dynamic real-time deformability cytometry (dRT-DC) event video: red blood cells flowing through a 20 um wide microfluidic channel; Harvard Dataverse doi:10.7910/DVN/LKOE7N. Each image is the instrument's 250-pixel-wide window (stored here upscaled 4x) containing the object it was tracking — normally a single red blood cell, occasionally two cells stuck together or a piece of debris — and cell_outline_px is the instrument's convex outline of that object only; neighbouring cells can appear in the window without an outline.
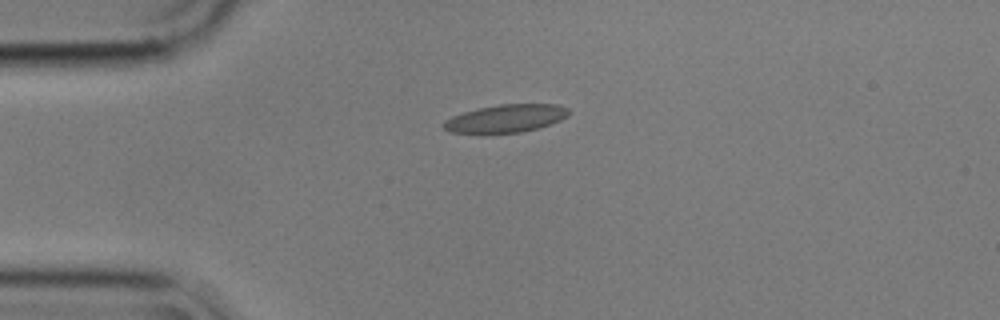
{"species": "common noctule bat (a hibernating species)", "species_latin": "Nyctalus noctula", "temperature_condition": "cold", "stored_images_in_passage": 33, "camera_frame_rate_fps": 3000, "um_per_image_px": 0.085, "animal": {"sex": "male", "body_mass_g": 17.9}, "frame": {"image": 1, "passage_image": 1, "time_ms": 0.0, "image_size_px": [1000, 320], "cell_outline_px": [[568, 116], [560, 120], [540, 128], [520, 132], [484, 136], [452, 132], [444, 128], [444, 120], [452, 116], [464, 112], [480, 108], [500, 104], [560, 104], [568, 108]], "centroid_in_image_um": [42.97, 10.11], "position_along_channel_um": 42.0, "area_um2": 20.92}}
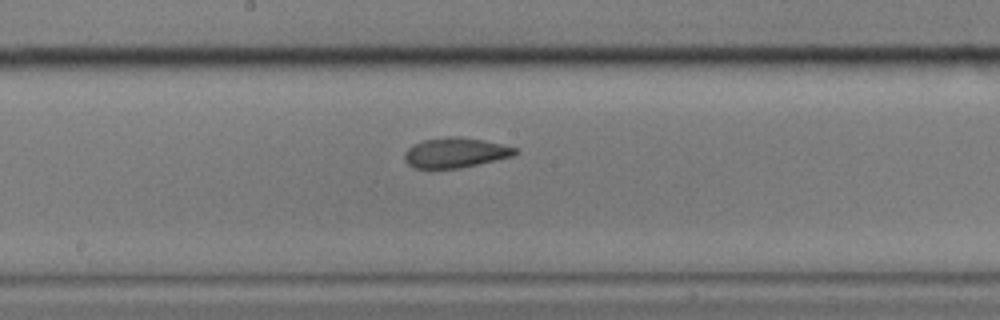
{"frame": {"image": 2, "passage_image": 17, "time_ms": 5.333, "image_size_px": [1000, 320], "cell_outline_px": [[520, 152], [512, 156], [496, 160], [460, 168], [412, 168], [404, 160], [404, 152], [412, 144], [424, 140], [448, 136], [456, 136], [484, 140], [516, 148]], "centroid_in_image_um": [38.68, 12.98], "position_along_channel_um": 209.5, "area_um2": 19.36}}
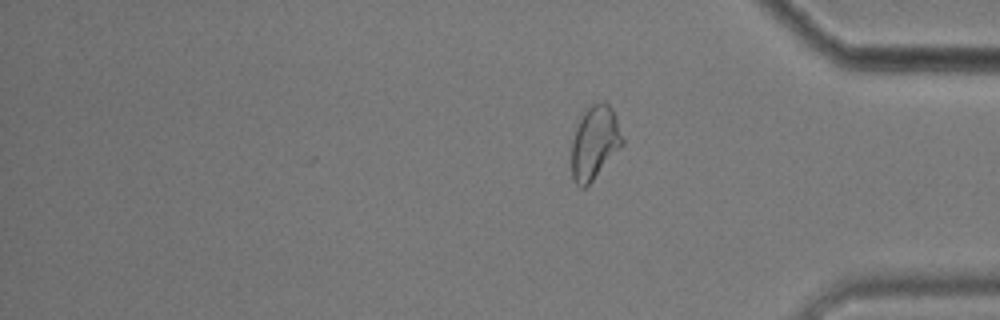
{"frame": {"image": 3, "passage_image": 33, "time_ms": 10.667, "image_size_px": [1000, 320], "cell_outline_px": [[624, 144], [592, 180], [584, 188], [580, 188], [576, 184], [572, 176], [572, 140], [576, 128], [584, 108], [600, 100], [604, 100], [612, 108], [616, 116], [624, 140]], "centroid_in_image_um": [50.55, 12.07], "position_along_channel_um": 384.6, "area_um2": 21.85}, "authors_computed_cell_mechanics": {"area_um2": 19.7098, "velocity_mm_per_s": 3.5446, "shape_relaxation_time_tau1_ms": null, "shape_relaxation_time_tau2_ms": 1.9509, "deformation_change_tau1": null, "deformation_change_tau2": 0.0751}}